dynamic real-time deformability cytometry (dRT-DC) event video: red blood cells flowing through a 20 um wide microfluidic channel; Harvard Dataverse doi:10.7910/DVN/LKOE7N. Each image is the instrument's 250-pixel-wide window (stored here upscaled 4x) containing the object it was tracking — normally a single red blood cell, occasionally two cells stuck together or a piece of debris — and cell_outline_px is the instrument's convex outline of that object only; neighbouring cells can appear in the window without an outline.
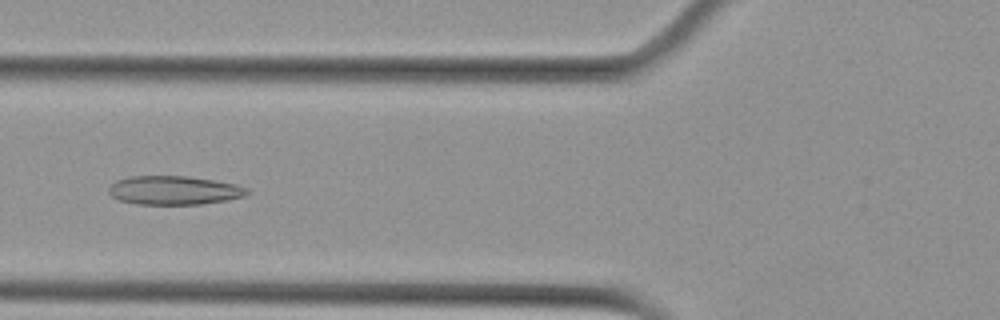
{"species": "Egyptian fruit bat (a non-hibernating species)", "species_latin": "Rousettus aegyptiacus", "temperature_condition": "cold", "stored_images_in_passage": 41, "camera_frame_rate_fps": 3000, "um_per_image_px": 0.085, "animal": {"sex": "female"}, "frame": {"image": 1, "passage_image": 10, "time_ms": 3.0, "image_size_px": [1000, 320], "cell_outline_px": [[252, 192], [244, 196], [228, 200], [200, 204], [136, 204], [120, 200], [112, 196], [108, 192], [108, 188], [116, 180], [128, 176], [188, 176], [236, 184], [248, 188]], "centroid_in_image_um": [14.81, 16.17], "position_along_channel_um": 111.0, "area_um2": 23.29}}
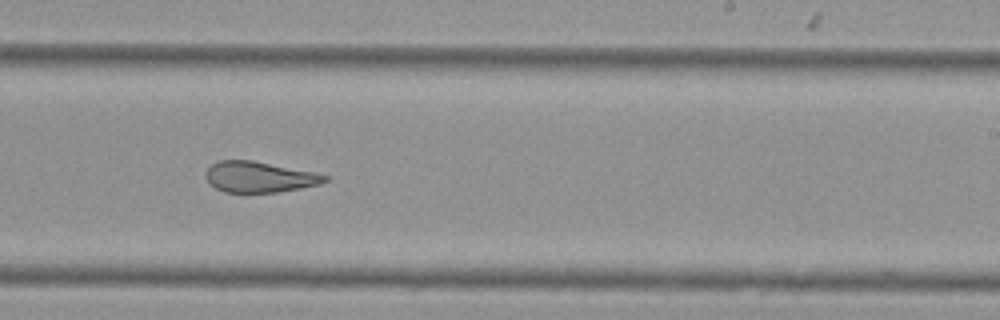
{"frame": {"image": 2, "passage_image": 23, "time_ms": 7.333, "image_size_px": [1000, 320], "cell_outline_px": [[328, 180], [320, 184], [300, 188], [276, 192], [224, 192], [216, 188], [208, 180], [208, 168], [216, 160], [252, 160], [316, 172], [328, 176]], "centroid_in_image_um": [22.09, 15.03], "position_along_channel_um": 266.9, "area_um2": 21.15}}
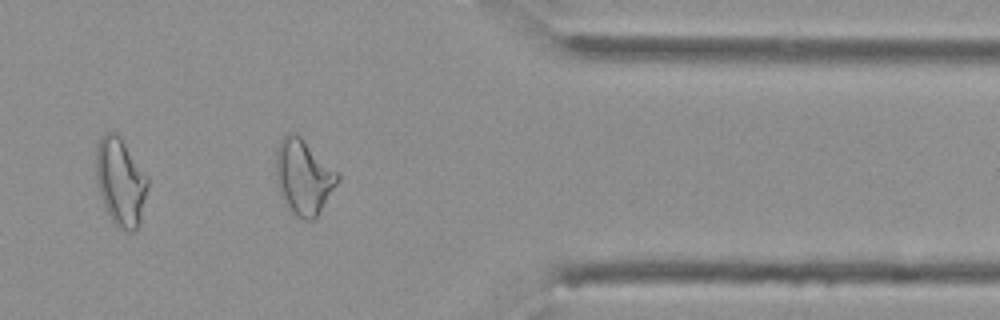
{"frame": {"image": 3, "passage_image": 34, "time_ms": 11.0, "image_size_px": [1000, 320], "cell_outline_px": [[340, 180], [316, 216], [312, 220], [304, 220], [296, 216], [292, 212], [284, 200], [276, 180], [276, 148], [280, 140], [288, 132], [296, 132], [340, 176]], "centroid_in_image_um": [25.78, 15.02], "position_along_channel_um": 385.6, "area_um2": 26.41}, "authors_computed_cell_mechanics": {"area_um2": 23.3512, "velocity_mm_per_s": 3.6121, "shape_relaxation_time_tau1_ms": null, "shape_relaxation_time_tau2_ms": 2.3173, "deformation_change_tau1": null, "deformation_change_tau2": 0.1093}}